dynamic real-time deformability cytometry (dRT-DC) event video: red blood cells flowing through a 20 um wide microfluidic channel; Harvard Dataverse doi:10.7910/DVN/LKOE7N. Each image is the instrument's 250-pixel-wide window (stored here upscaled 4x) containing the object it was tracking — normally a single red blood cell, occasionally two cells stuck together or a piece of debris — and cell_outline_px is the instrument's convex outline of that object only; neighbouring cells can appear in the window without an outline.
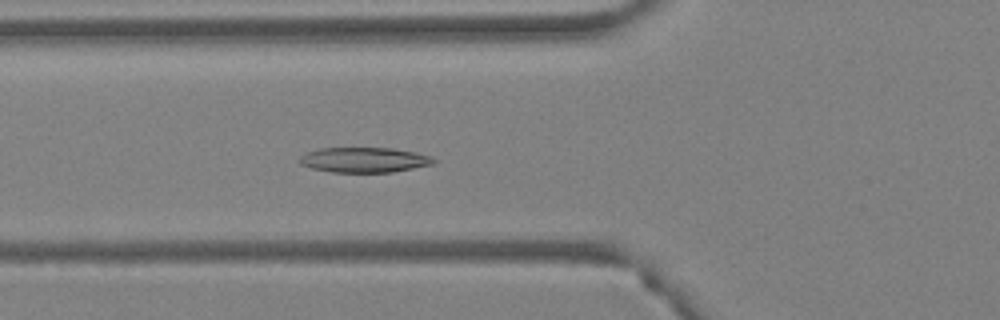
{"species": "Egyptian fruit bat (a non-hibernating species)", "species_latin": "Rousettus aegyptiacus", "temperature_condition": "warm", "stored_images_in_passage": 54, "camera_frame_rate_fps": 3000, "um_per_image_px": 0.085, "animal": {"sex": "female"}, "frame": {"image": 1, "passage_image": 21, "time_ms": 6.667, "image_size_px": [1000, 320], "cell_outline_px": [[436, 160], [432, 164], [392, 172], [332, 172], [312, 168], [300, 164], [300, 156], [308, 152], [320, 148], [392, 148], [432, 156]], "centroid_in_image_um": [30.94, 13.59], "position_along_channel_um": 94.9, "area_um2": 19.36}}
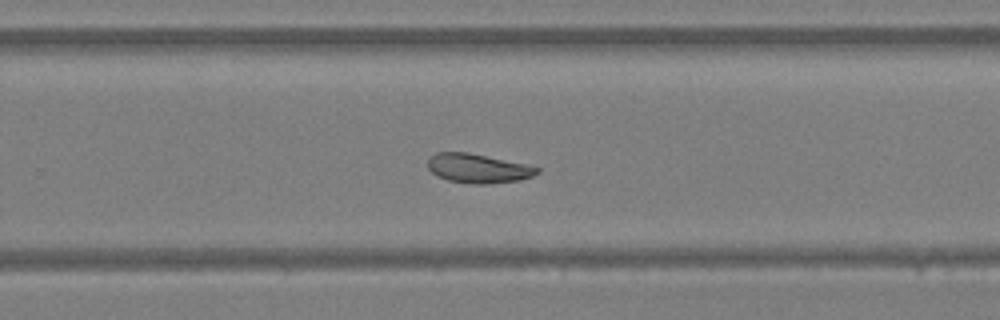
{"frame": {"image": 2, "passage_image": 36, "time_ms": 11.667, "image_size_px": [1000, 320], "cell_outline_px": [[540, 172], [532, 176], [520, 180], [488, 184], [472, 184], [448, 180], [436, 176], [428, 168], [428, 156], [436, 152], [468, 152], [528, 164], [540, 168]], "centroid_in_image_um": [40.63, 14.3], "position_along_channel_um": 289.2, "area_um2": 18.84}}
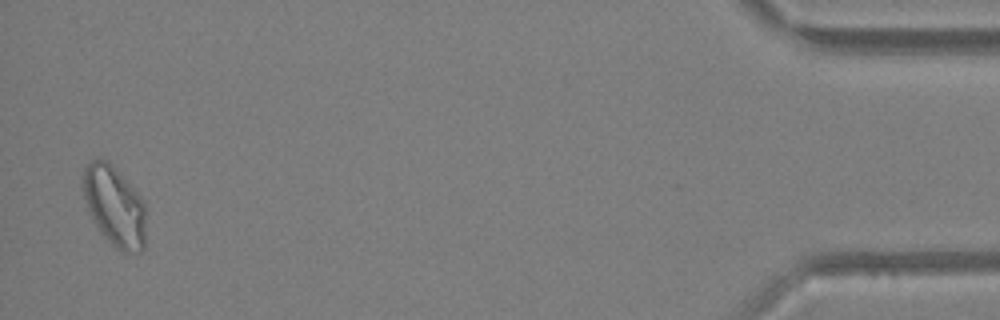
{"frame": {"image": 3, "passage_image": 53, "time_ms": 17.333, "image_size_px": [1000, 320], "cell_outline_px": [[144, 248], [140, 252], [120, 252], [100, 232], [88, 208], [80, 188], [84, 168], [92, 160], [108, 160], [116, 168], [140, 196], [144, 204]], "centroid_in_image_um": [9.7, 17.5], "position_along_channel_um": 425.5, "area_um2": 29.19}, "authors_computed_cell_mechanics": {"area_um2": 21.5305, "velocity_mm_per_s": 3.8946, "shape_relaxation_time_tau1_ms": null, "shape_relaxation_time_tau2_ms": 9.7543, "deformation_change_tau1": null, "deformation_change_tau2": 0.1549}}